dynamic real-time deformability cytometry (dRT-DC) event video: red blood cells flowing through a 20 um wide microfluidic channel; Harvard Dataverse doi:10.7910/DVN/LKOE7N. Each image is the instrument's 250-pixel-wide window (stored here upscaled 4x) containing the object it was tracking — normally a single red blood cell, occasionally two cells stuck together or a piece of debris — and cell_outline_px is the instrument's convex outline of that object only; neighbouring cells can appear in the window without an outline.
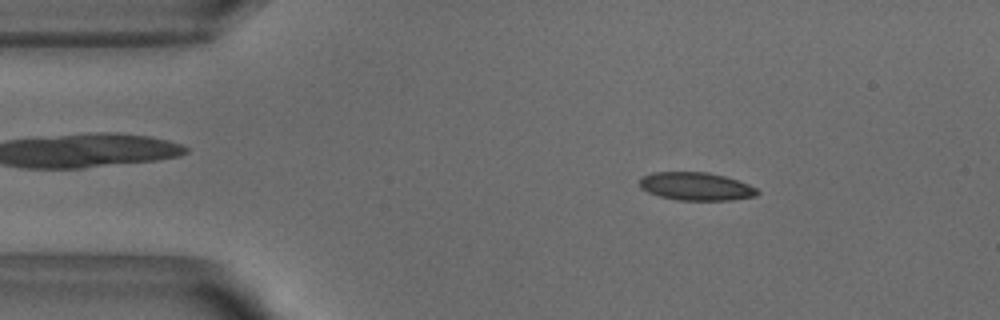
{"species": "common noctule bat (a hibernating species)", "species_latin": "Nyctalus noctula", "temperature_condition": "warm", "stored_images_in_passage": 11, "camera_frame_rate_fps": 3000, "um_per_image_px": 0.085, "animal": {"sex": "male", "body_mass_g": 18.8}, "frame": {"image": 1, "passage_image": 7, "time_ms": 2.0, "image_size_px": [1000, 320], "cell_outline_px": [[760, 192], [756, 196], [732, 200], [676, 200], [660, 196], [648, 192], [640, 188], [640, 180], [644, 176], [652, 172], [708, 172], [724, 176], [748, 184], [756, 188]], "centroid_in_image_um": [59.17, 15.84], "position_along_channel_um": 25.8, "area_um2": 19.19}}